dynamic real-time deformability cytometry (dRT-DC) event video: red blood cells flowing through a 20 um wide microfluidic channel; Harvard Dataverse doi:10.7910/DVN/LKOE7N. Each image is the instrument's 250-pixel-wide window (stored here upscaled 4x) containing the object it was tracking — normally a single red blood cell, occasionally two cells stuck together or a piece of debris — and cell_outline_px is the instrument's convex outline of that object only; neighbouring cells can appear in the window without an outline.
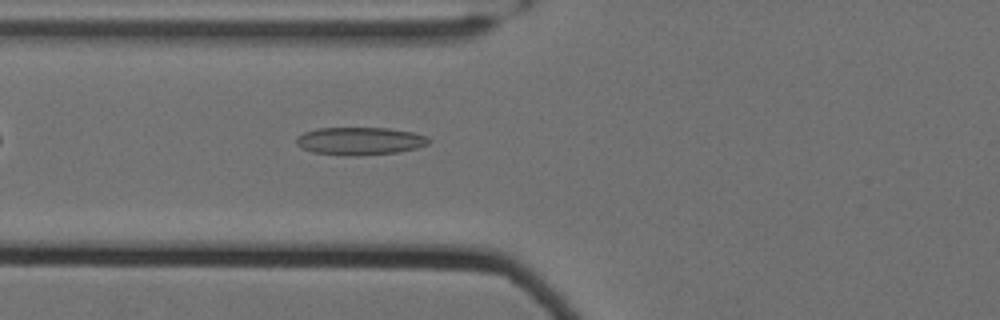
{"species": "Egyptian fruit bat (a non-hibernating species)", "species_latin": "Rousettus aegyptiacus", "temperature_condition": "cold", "stored_images_in_passage": 42, "camera_frame_rate_fps": 3000, "um_per_image_px": 0.085, "animal": {"sex": "female"}, "frame": {"image": 1, "passage_image": 9, "time_ms": 2.667, "image_size_px": [1000, 320], "cell_outline_px": [[432, 140], [428, 144], [416, 148], [400, 152], [356, 156], [344, 156], [312, 152], [296, 144], [296, 136], [304, 132], [316, 128], [388, 128], [412, 132], [428, 136]], "centroid_in_image_um": [30.6, 11.99], "position_along_channel_um": 95.2, "area_um2": 21.68}}
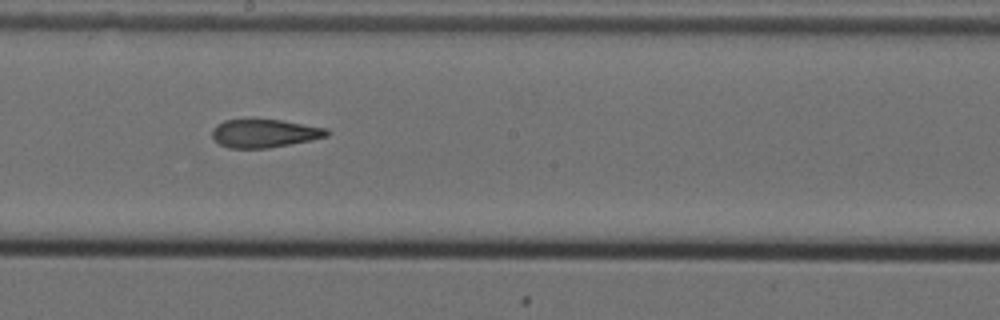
{"frame": {"image": 2, "passage_image": 20, "time_ms": 6.333, "image_size_px": [1000, 320], "cell_outline_px": [[328, 136], [312, 140], [268, 148], [228, 148], [220, 144], [212, 136], [212, 128], [216, 124], [224, 120], [280, 120], [328, 128]], "centroid_in_image_um": [22.47, 11.34], "position_along_channel_um": 225.7, "area_um2": 18.79}}
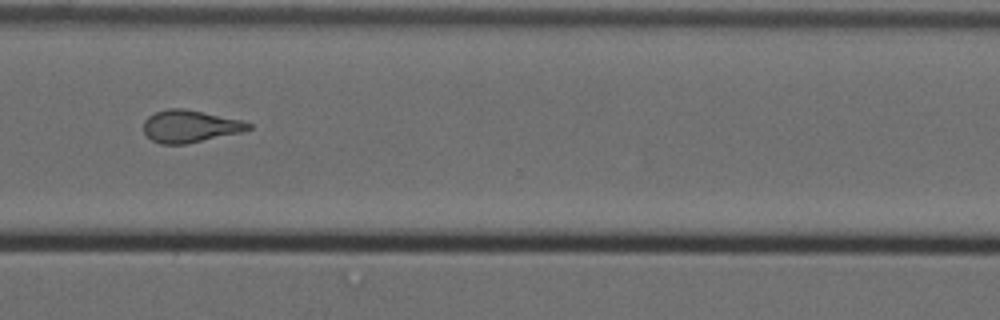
{"frame": {"image": 3, "passage_image": 31, "time_ms": 10.0, "image_size_px": [1000, 320], "cell_outline_px": [[252, 128], [244, 132], [184, 144], [160, 144], [152, 140], [144, 132], [144, 120], [148, 116], [156, 112], [168, 108], [184, 108], [204, 112], [240, 120], [252, 124]], "centroid_in_image_um": [16.15, 10.73], "position_along_channel_um": 354.4, "area_um2": 19.71}, "authors_computed_cell_mechanics": {"area_um2": 19.5075, "velocity_mm_per_s": 3.5254, "shape_relaxation_time_tau1_ms": null, "shape_relaxation_time_tau2_ms": 3.0039, "deformation_change_tau1": null, "deformation_change_tau2": 0.1292}}